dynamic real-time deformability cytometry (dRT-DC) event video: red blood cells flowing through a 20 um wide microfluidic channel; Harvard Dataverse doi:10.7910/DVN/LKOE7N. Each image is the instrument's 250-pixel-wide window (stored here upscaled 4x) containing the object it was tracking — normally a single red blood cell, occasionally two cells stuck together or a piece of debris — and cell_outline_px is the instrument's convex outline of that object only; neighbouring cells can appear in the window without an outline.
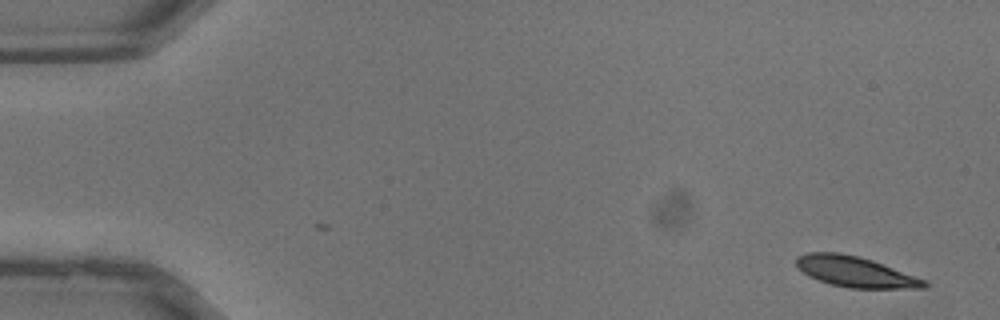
{"species": "common noctule bat (a hibernating species)", "species_latin": "Nyctalus noctula", "temperature_condition": "warm", "stored_images_in_passage": 36, "camera_frame_rate_fps": 3000, "um_per_image_px": 0.085, "animal": {"sex": "male", "body_mass_g": 13.3}, "frame": {"image": 1, "passage_image": 1, "time_ms": 0.0, "image_size_px": [1000, 320], "cell_outline_px": [[928, 284], [924, 288], [848, 288], [832, 284], [808, 276], [796, 264], [796, 256], [808, 252], [840, 252], [860, 256], [872, 260], [924, 280]], "centroid_in_image_um": [72.65, 23.08], "position_along_channel_um": 12.3, "area_um2": 22.48}}
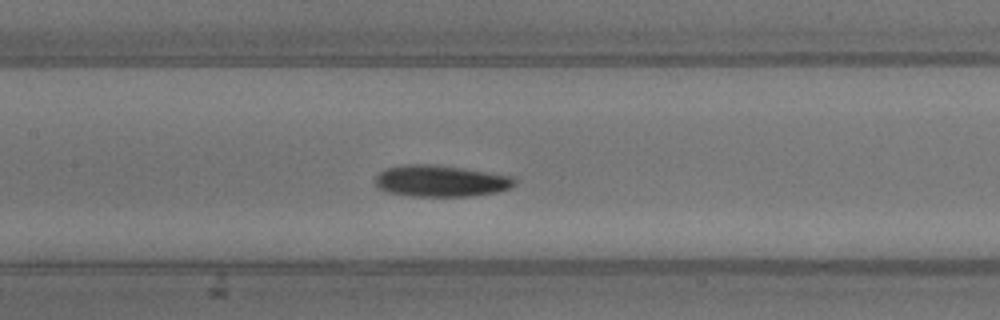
{"frame": {"image": 2, "passage_image": 17, "time_ms": 5.333, "image_size_px": [1000, 320], "cell_outline_px": [[516, 184], [508, 188], [496, 192], [472, 196], [412, 196], [384, 192], [376, 184], [376, 176], [380, 172], [388, 168], [404, 164], [432, 164], [516, 176]], "centroid_in_image_um": [37.48, 15.38], "position_along_channel_um": 169.9, "area_um2": 25.55}}
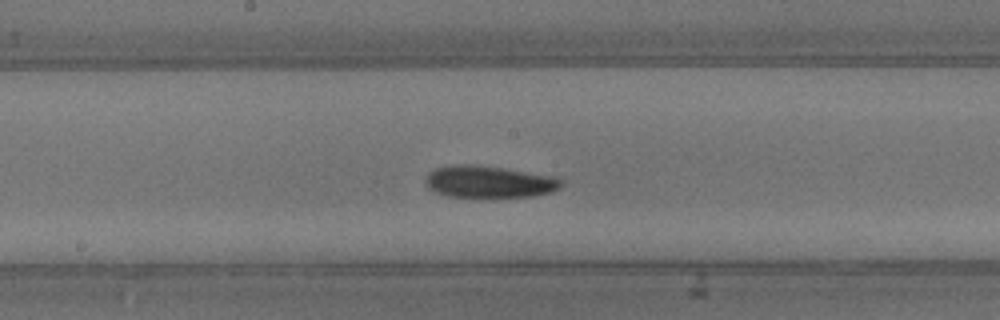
{"frame": {"image": 3, "passage_image": 19, "time_ms": 6.0, "image_size_px": [1000, 320], "cell_outline_px": [[564, 184], [560, 188], [552, 192], [532, 196], [448, 196], [432, 192], [424, 184], [424, 180], [428, 172], [432, 168], [456, 164], [476, 164], [556, 176], [564, 180]], "centroid_in_image_um": [41.54, 15.43], "position_along_channel_um": 206.7, "area_um2": 25.61}}